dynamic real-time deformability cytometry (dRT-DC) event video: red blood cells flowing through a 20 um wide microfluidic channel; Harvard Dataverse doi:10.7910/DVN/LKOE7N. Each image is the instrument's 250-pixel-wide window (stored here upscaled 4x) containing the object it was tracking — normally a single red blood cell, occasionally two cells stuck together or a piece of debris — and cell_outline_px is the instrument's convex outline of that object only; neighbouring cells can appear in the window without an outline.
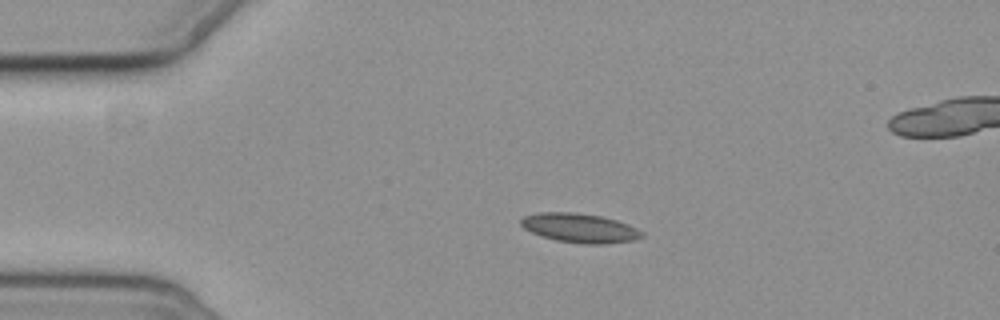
{"species": "common noctule bat (a hibernating species)", "species_latin": "Nyctalus noctula", "temperature_condition": "cold", "stored_images_in_passage": 5, "camera_frame_rate_fps": 3000, "um_per_image_px": 0.085, "animal": {"sex": "female", "body_mass_g": 19.3, "forearm_length_mm": 54.1}, "frame": {"image": 1, "passage_image": 3, "time_ms": 2.667, "image_size_px": [1000, 320], "cell_outline_px": [[644, 236], [636, 240], [604, 244], [584, 244], [556, 240], [540, 236], [524, 228], [520, 224], [520, 220], [524, 216], [540, 212], [572, 212], [600, 216], [616, 220], [628, 224], [644, 232]], "centroid_in_image_um": [49.29, 19.38], "position_along_channel_um": 35.7, "area_um2": 20.63}}
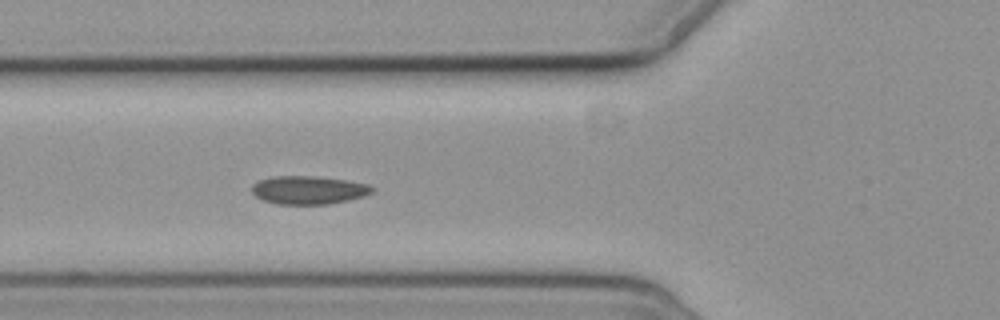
{"frame": {"image": 2, "passage_image": 5, "time_ms": 5.667, "image_size_px": [1000, 320], "cell_outline_px": [[376, 188], [372, 192], [364, 196], [348, 200], [328, 204], [276, 204], [264, 200], [256, 196], [252, 192], [252, 184], [260, 180], [272, 176], [312, 176], [348, 180], [368, 184]], "centroid_in_image_um": [26.24, 16.15], "position_along_channel_um": 99.6, "area_um2": 19.83}}